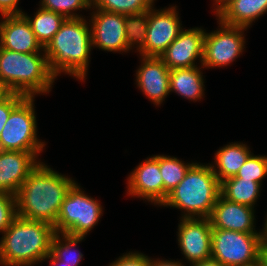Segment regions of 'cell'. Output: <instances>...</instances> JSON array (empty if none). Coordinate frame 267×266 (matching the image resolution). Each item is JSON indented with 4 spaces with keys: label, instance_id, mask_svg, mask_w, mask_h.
I'll list each match as a JSON object with an SVG mask.
<instances>
[{
    "label": "cell",
    "instance_id": "cell-35",
    "mask_svg": "<svg viewBox=\"0 0 267 266\" xmlns=\"http://www.w3.org/2000/svg\"><path fill=\"white\" fill-rule=\"evenodd\" d=\"M191 266H224L218 260L213 258L206 259L205 261L192 263Z\"/></svg>",
    "mask_w": 267,
    "mask_h": 266
},
{
    "label": "cell",
    "instance_id": "cell-7",
    "mask_svg": "<svg viewBox=\"0 0 267 266\" xmlns=\"http://www.w3.org/2000/svg\"><path fill=\"white\" fill-rule=\"evenodd\" d=\"M263 231L242 233L212 228L211 258L224 266H241L262 256Z\"/></svg>",
    "mask_w": 267,
    "mask_h": 266
},
{
    "label": "cell",
    "instance_id": "cell-15",
    "mask_svg": "<svg viewBox=\"0 0 267 266\" xmlns=\"http://www.w3.org/2000/svg\"><path fill=\"white\" fill-rule=\"evenodd\" d=\"M0 22V47L20 53L44 51L37 41L27 18L23 15H4Z\"/></svg>",
    "mask_w": 267,
    "mask_h": 266
},
{
    "label": "cell",
    "instance_id": "cell-21",
    "mask_svg": "<svg viewBox=\"0 0 267 266\" xmlns=\"http://www.w3.org/2000/svg\"><path fill=\"white\" fill-rule=\"evenodd\" d=\"M199 69L196 66L170 70V92L173 91L191 101L200 100L204 96V79Z\"/></svg>",
    "mask_w": 267,
    "mask_h": 266
},
{
    "label": "cell",
    "instance_id": "cell-40",
    "mask_svg": "<svg viewBox=\"0 0 267 266\" xmlns=\"http://www.w3.org/2000/svg\"><path fill=\"white\" fill-rule=\"evenodd\" d=\"M8 94V91L0 84V100Z\"/></svg>",
    "mask_w": 267,
    "mask_h": 266
},
{
    "label": "cell",
    "instance_id": "cell-39",
    "mask_svg": "<svg viewBox=\"0 0 267 266\" xmlns=\"http://www.w3.org/2000/svg\"><path fill=\"white\" fill-rule=\"evenodd\" d=\"M265 264H266L265 260H264L263 256H261L257 261H255L253 263L241 265V266H264Z\"/></svg>",
    "mask_w": 267,
    "mask_h": 266
},
{
    "label": "cell",
    "instance_id": "cell-6",
    "mask_svg": "<svg viewBox=\"0 0 267 266\" xmlns=\"http://www.w3.org/2000/svg\"><path fill=\"white\" fill-rule=\"evenodd\" d=\"M101 214L102 206L98 200L85 195L75 182L61 205L54 225L55 232L85 237L98 223Z\"/></svg>",
    "mask_w": 267,
    "mask_h": 266
},
{
    "label": "cell",
    "instance_id": "cell-38",
    "mask_svg": "<svg viewBox=\"0 0 267 266\" xmlns=\"http://www.w3.org/2000/svg\"><path fill=\"white\" fill-rule=\"evenodd\" d=\"M262 256L265 260V263L267 265V236H263V242H262Z\"/></svg>",
    "mask_w": 267,
    "mask_h": 266
},
{
    "label": "cell",
    "instance_id": "cell-25",
    "mask_svg": "<svg viewBox=\"0 0 267 266\" xmlns=\"http://www.w3.org/2000/svg\"><path fill=\"white\" fill-rule=\"evenodd\" d=\"M60 234L64 240L61 239ZM83 239L84 236L55 233L51 241V253L57 259L63 261V264L78 266L80 260H82L83 254H81V252H77V254L76 251H72V249Z\"/></svg>",
    "mask_w": 267,
    "mask_h": 266
},
{
    "label": "cell",
    "instance_id": "cell-24",
    "mask_svg": "<svg viewBox=\"0 0 267 266\" xmlns=\"http://www.w3.org/2000/svg\"><path fill=\"white\" fill-rule=\"evenodd\" d=\"M193 164H185L176 157L159 155V169L163 180V202L185 177Z\"/></svg>",
    "mask_w": 267,
    "mask_h": 266
},
{
    "label": "cell",
    "instance_id": "cell-37",
    "mask_svg": "<svg viewBox=\"0 0 267 266\" xmlns=\"http://www.w3.org/2000/svg\"><path fill=\"white\" fill-rule=\"evenodd\" d=\"M216 3V15L232 0H214Z\"/></svg>",
    "mask_w": 267,
    "mask_h": 266
},
{
    "label": "cell",
    "instance_id": "cell-22",
    "mask_svg": "<svg viewBox=\"0 0 267 266\" xmlns=\"http://www.w3.org/2000/svg\"><path fill=\"white\" fill-rule=\"evenodd\" d=\"M261 185L253 180L232 176L220 182V195L228 201L254 208Z\"/></svg>",
    "mask_w": 267,
    "mask_h": 266
},
{
    "label": "cell",
    "instance_id": "cell-4",
    "mask_svg": "<svg viewBox=\"0 0 267 266\" xmlns=\"http://www.w3.org/2000/svg\"><path fill=\"white\" fill-rule=\"evenodd\" d=\"M20 53L0 47V84L8 93L25 97L49 93L55 75L50 71L45 51Z\"/></svg>",
    "mask_w": 267,
    "mask_h": 266
},
{
    "label": "cell",
    "instance_id": "cell-12",
    "mask_svg": "<svg viewBox=\"0 0 267 266\" xmlns=\"http://www.w3.org/2000/svg\"><path fill=\"white\" fill-rule=\"evenodd\" d=\"M93 47L110 52L128 51L125 33V15L96 9L91 16Z\"/></svg>",
    "mask_w": 267,
    "mask_h": 266
},
{
    "label": "cell",
    "instance_id": "cell-5",
    "mask_svg": "<svg viewBox=\"0 0 267 266\" xmlns=\"http://www.w3.org/2000/svg\"><path fill=\"white\" fill-rule=\"evenodd\" d=\"M219 196L220 181L211 164L194 163L162 205L184 210L183 218H209Z\"/></svg>",
    "mask_w": 267,
    "mask_h": 266
},
{
    "label": "cell",
    "instance_id": "cell-20",
    "mask_svg": "<svg viewBox=\"0 0 267 266\" xmlns=\"http://www.w3.org/2000/svg\"><path fill=\"white\" fill-rule=\"evenodd\" d=\"M251 155L248 146L245 144L238 142L232 143L217 151L214 158L216 164L215 166L211 164V167L217 176V179L221 182L227 178L235 176Z\"/></svg>",
    "mask_w": 267,
    "mask_h": 266
},
{
    "label": "cell",
    "instance_id": "cell-28",
    "mask_svg": "<svg viewBox=\"0 0 267 266\" xmlns=\"http://www.w3.org/2000/svg\"><path fill=\"white\" fill-rule=\"evenodd\" d=\"M41 8L63 15L67 18H81L72 11L92 8V0H41ZM73 13V14H72Z\"/></svg>",
    "mask_w": 267,
    "mask_h": 266
},
{
    "label": "cell",
    "instance_id": "cell-32",
    "mask_svg": "<svg viewBox=\"0 0 267 266\" xmlns=\"http://www.w3.org/2000/svg\"><path fill=\"white\" fill-rule=\"evenodd\" d=\"M150 258L143 253L129 252L119 257L115 262H112L109 266H149Z\"/></svg>",
    "mask_w": 267,
    "mask_h": 266
},
{
    "label": "cell",
    "instance_id": "cell-13",
    "mask_svg": "<svg viewBox=\"0 0 267 266\" xmlns=\"http://www.w3.org/2000/svg\"><path fill=\"white\" fill-rule=\"evenodd\" d=\"M205 31L201 28L182 29L178 37L159 58L172 69L196 67L195 60L203 61Z\"/></svg>",
    "mask_w": 267,
    "mask_h": 266
},
{
    "label": "cell",
    "instance_id": "cell-16",
    "mask_svg": "<svg viewBox=\"0 0 267 266\" xmlns=\"http://www.w3.org/2000/svg\"><path fill=\"white\" fill-rule=\"evenodd\" d=\"M31 152L0 150V191L16 195L29 173L38 165Z\"/></svg>",
    "mask_w": 267,
    "mask_h": 266
},
{
    "label": "cell",
    "instance_id": "cell-3",
    "mask_svg": "<svg viewBox=\"0 0 267 266\" xmlns=\"http://www.w3.org/2000/svg\"><path fill=\"white\" fill-rule=\"evenodd\" d=\"M54 226L17 216L0 241V264L32 266L50 254Z\"/></svg>",
    "mask_w": 267,
    "mask_h": 266
},
{
    "label": "cell",
    "instance_id": "cell-10",
    "mask_svg": "<svg viewBox=\"0 0 267 266\" xmlns=\"http://www.w3.org/2000/svg\"><path fill=\"white\" fill-rule=\"evenodd\" d=\"M175 7L155 10L149 9L145 45L139 51L140 56L159 57L178 37L182 30Z\"/></svg>",
    "mask_w": 267,
    "mask_h": 266
},
{
    "label": "cell",
    "instance_id": "cell-33",
    "mask_svg": "<svg viewBox=\"0 0 267 266\" xmlns=\"http://www.w3.org/2000/svg\"><path fill=\"white\" fill-rule=\"evenodd\" d=\"M19 0H0V13L4 15H20L22 10L17 9Z\"/></svg>",
    "mask_w": 267,
    "mask_h": 266
},
{
    "label": "cell",
    "instance_id": "cell-1",
    "mask_svg": "<svg viewBox=\"0 0 267 266\" xmlns=\"http://www.w3.org/2000/svg\"><path fill=\"white\" fill-rule=\"evenodd\" d=\"M74 183L39 161L15 195L17 216L54 226L64 198Z\"/></svg>",
    "mask_w": 267,
    "mask_h": 266
},
{
    "label": "cell",
    "instance_id": "cell-8",
    "mask_svg": "<svg viewBox=\"0 0 267 266\" xmlns=\"http://www.w3.org/2000/svg\"><path fill=\"white\" fill-rule=\"evenodd\" d=\"M34 97H26L10 114L0 134V150L31 152L36 157L45 143L37 139Z\"/></svg>",
    "mask_w": 267,
    "mask_h": 266
},
{
    "label": "cell",
    "instance_id": "cell-19",
    "mask_svg": "<svg viewBox=\"0 0 267 266\" xmlns=\"http://www.w3.org/2000/svg\"><path fill=\"white\" fill-rule=\"evenodd\" d=\"M265 12L267 0H232L217 14V20L228 25L248 28Z\"/></svg>",
    "mask_w": 267,
    "mask_h": 266
},
{
    "label": "cell",
    "instance_id": "cell-34",
    "mask_svg": "<svg viewBox=\"0 0 267 266\" xmlns=\"http://www.w3.org/2000/svg\"><path fill=\"white\" fill-rule=\"evenodd\" d=\"M149 266H184L181 262L179 261H169V260H150V265Z\"/></svg>",
    "mask_w": 267,
    "mask_h": 266
},
{
    "label": "cell",
    "instance_id": "cell-18",
    "mask_svg": "<svg viewBox=\"0 0 267 266\" xmlns=\"http://www.w3.org/2000/svg\"><path fill=\"white\" fill-rule=\"evenodd\" d=\"M141 67L136 71V82L144 95L160 105L170 93V69L159 57L142 56Z\"/></svg>",
    "mask_w": 267,
    "mask_h": 266
},
{
    "label": "cell",
    "instance_id": "cell-36",
    "mask_svg": "<svg viewBox=\"0 0 267 266\" xmlns=\"http://www.w3.org/2000/svg\"><path fill=\"white\" fill-rule=\"evenodd\" d=\"M45 259H50L51 266H69L67 264H63V261L57 259L51 252Z\"/></svg>",
    "mask_w": 267,
    "mask_h": 266
},
{
    "label": "cell",
    "instance_id": "cell-29",
    "mask_svg": "<svg viewBox=\"0 0 267 266\" xmlns=\"http://www.w3.org/2000/svg\"><path fill=\"white\" fill-rule=\"evenodd\" d=\"M267 175V157L251 155L234 176L253 180L261 184L262 179Z\"/></svg>",
    "mask_w": 267,
    "mask_h": 266
},
{
    "label": "cell",
    "instance_id": "cell-14",
    "mask_svg": "<svg viewBox=\"0 0 267 266\" xmlns=\"http://www.w3.org/2000/svg\"><path fill=\"white\" fill-rule=\"evenodd\" d=\"M127 191L131 196L162 206L163 180L159 169V155L147 158L130 173Z\"/></svg>",
    "mask_w": 267,
    "mask_h": 266
},
{
    "label": "cell",
    "instance_id": "cell-2",
    "mask_svg": "<svg viewBox=\"0 0 267 266\" xmlns=\"http://www.w3.org/2000/svg\"><path fill=\"white\" fill-rule=\"evenodd\" d=\"M86 20L67 18L44 48L49 69L57 78L61 72L84 80L92 49L91 29Z\"/></svg>",
    "mask_w": 267,
    "mask_h": 266
},
{
    "label": "cell",
    "instance_id": "cell-26",
    "mask_svg": "<svg viewBox=\"0 0 267 266\" xmlns=\"http://www.w3.org/2000/svg\"><path fill=\"white\" fill-rule=\"evenodd\" d=\"M148 17L149 10L137 14L125 15V33L128 49H131L134 44L137 45L138 48L136 50L138 51L144 47Z\"/></svg>",
    "mask_w": 267,
    "mask_h": 266
},
{
    "label": "cell",
    "instance_id": "cell-17",
    "mask_svg": "<svg viewBox=\"0 0 267 266\" xmlns=\"http://www.w3.org/2000/svg\"><path fill=\"white\" fill-rule=\"evenodd\" d=\"M254 218L252 207L228 201L221 195L209 216L212 228L242 233H258L254 228Z\"/></svg>",
    "mask_w": 267,
    "mask_h": 266
},
{
    "label": "cell",
    "instance_id": "cell-30",
    "mask_svg": "<svg viewBox=\"0 0 267 266\" xmlns=\"http://www.w3.org/2000/svg\"><path fill=\"white\" fill-rule=\"evenodd\" d=\"M17 217L16 197L0 191V232L4 233Z\"/></svg>",
    "mask_w": 267,
    "mask_h": 266
},
{
    "label": "cell",
    "instance_id": "cell-31",
    "mask_svg": "<svg viewBox=\"0 0 267 266\" xmlns=\"http://www.w3.org/2000/svg\"><path fill=\"white\" fill-rule=\"evenodd\" d=\"M24 95L8 93L0 100V134L11 112L25 99Z\"/></svg>",
    "mask_w": 267,
    "mask_h": 266
},
{
    "label": "cell",
    "instance_id": "cell-27",
    "mask_svg": "<svg viewBox=\"0 0 267 266\" xmlns=\"http://www.w3.org/2000/svg\"><path fill=\"white\" fill-rule=\"evenodd\" d=\"M154 0H92V7L123 15L149 10Z\"/></svg>",
    "mask_w": 267,
    "mask_h": 266
},
{
    "label": "cell",
    "instance_id": "cell-23",
    "mask_svg": "<svg viewBox=\"0 0 267 266\" xmlns=\"http://www.w3.org/2000/svg\"><path fill=\"white\" fill-rule=\"evenodd\" d=\"M29 21L32 31L35 33L37 41L43 48L52 40L53 36L59 31L60 26L65 21V17L53 11L39 8L33 19L22 13Z\"/></svg>",
    "mask_w": 267,
    "mask_h": 266
},
{
    "label": "cell",
    "instance_id": "cell-41",
    "mask_svg": "<svg viewBox=\"0 0 267 266\" xmlns=\"http://www.w3.org/2000/svg\"><path fill=\"white\" fill-rule=\"evenodd\" d=\"M266 222H265V226H264V231H263V233H264V236H267V219L265 220Z\"/></svg>",
    "mask_w": 267,
    "mask_h": 266
},
{
    "label": "cell",
    "instance_id": "cell-11",
    "mask_svg": "<svg viewBox=\"0 0 267 266\" xmlns=\"http://www.w3.org/2000/svg\"><path fill=\"white\" fill-rule=\"evenodd\" d=\"M178 243L190 263L211 258L212 226L209 218H181Z\"/></svg>",
    "mask_w": 267,
    "mask_h": 266
},
{
    "label": "cell",
    "instance_id": "cell-9",
    "mask_svg": "<svg viewBox=\"0 0 267 266\" xmlns=\"http://www.w3.org/2000/svg\"><path fill=\"white\" fill-rule=\"evenodd\" d=\"M220 29L205 33L202 66L213 68L229 65L243 52L245 27L232 26L219 20ZM243 33V34H242Z\"/></svg>",
    "mask_w": 267,
    "mask_h": 266
}]
</instances>
